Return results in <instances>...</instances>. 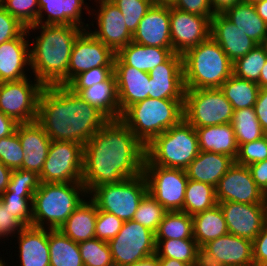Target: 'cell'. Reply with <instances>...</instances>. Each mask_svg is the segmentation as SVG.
<instances>
[{
  "label": "cell",
  "mask_w": 267,
  "mask_h": 266,
  "mask_svg": "<svg viewBox=\"0 0 267 266\" xmlns=\"http://www.w3.org/2000/svg\"><path fill=\"white\" fill-rule=\"evenodd\" d=\"M145 146L120 119H109L83 148L82 184L88 194L102 184L143 173Z\"/></svg>",
  "instance_id": "1"
},
{
  "label": "cell",
  "mask_w": 267,
  "mask_h": 266,
  "mask_svg": "<svg viewBox=\"0 0 267 266\" xmlns=\"http://www.w3.org/2000/svg\"><path fill=\"white\" fill-rule=\"evenodd\" d=\"M109 119L67 86H44L39 95L37 122L51 141L85 143Z\"/></svg>",
  "instance_id": "2"
},
{
  "label": "cell",
  "mask_w": 267,
  "mask_h": 266,
  "mask_svg": "<svg viewBox=\"0 0 267 266\" xmlns=\"http://www.w3.org/2000/svg\"><path fill=\"white\" fill-rule=\"evenodd\" d=\"M42 29L30 49V67L44 86H67L71 51L78 35L86 28L79 25L35 24L27 29Z\"/></svg>",
  "instance_id": "3"
},
{
  "label": "cell",
  "mask_w": 267,
  "mask_h": 266,
  "mask_svg": "<svg viewBox=\"0 0 267 266\" xmlns=\"http://www.w3.org/2000/svg\"><path fill=\"white\" fill-rule=\"evenodd\" d=\"M185 89L220 88L233 74V62L210 36L183 55Z\"/></svg>",
  "instance_id": "4"
},
{
  "label": "cell",
  "mask_w": 267,
  "mask_h": 266,
  "mask_svg": "<svg viewBox=\"0 0 267 266\" xmlns=\"http://www.w3.org/2000/svg\"><path fill=\"white\" fill-rule=\"evenodd\" d=\"M184 99L146 98L129 106L121 120L147 146L154 138L184 118Z\"/></svg>",
  "instance_id": "5"
},
{
  "label": "cell",
  "mask_w": 267,
  "mask_h": 266,
  "mask_svg": "<svg viewBox=\"0 0 267 266\" xmlns=\"http://www.w3.org/2000/svg\"><path fill=\"white\" fill-rule=\"evenodd\" d=\"M86 193L88 194L82 182H40L32 200V226L46 228L44 227L46 222L48 229H59L83 202L81 196H86Z\"/></svg>",
  "instance_id": "6"
},
{
  "label": "cell",
  "mask_w": 267,
  "mask_h": 266,
  "mask_svg": "<svg viewBox=\"0 0 267 266\" xmlns=\"http://www.w3.org/2000/svg\"><path fill=\"white\" fill-rule=\"evenodd\" d=\"M145 150L144 165L184 170L200 152L197 132L184 118L154 138Z\"/></svg>",
  "instance_id": "7"
},
{
  "label": "cell",
  "mask_w": 267,
  "mask_h": 266,
  "mask_svg": "<svg viewBox=\"0 0 267 266\" xmlns=\"http://www.w3.org/2000/svg\"><path fill=\"white\" fill-rule=\"evenodd\" d=\"M148 193L144 174L120 183L102 184L89 194L98 210L113 214L123 221L132 220L140 201Z\"/></svg>",
  "instance_id": "8"
},
{
  "label": "cell",
  "mask_w": 267,
  "mask_h": 266,
  "mask_svg": "<svg viewBox=\"0 0 267 266\" xmlns=\"http://www.w3.org/2000/svg\"><path fill=\"white\" fill-rule=\"evenodd\" d=\"M184 119L194 128L231 123L234 109L220 88L186 89Z\"/></svg>",
  "instance_id": "9"
},
{
  "label": "cell",
  "mask_w": 267,
  "mask_h": 266,
  "mask_svg": "<svg viewBox=\"0 0 267 266\" xmlns=\"http://www.w3.org/2000/svg\"><path fill=\"white\" fill-rule=\"evenodd\" d=\"M83 148L84 146L77 142L51 141L46 161L39 174L40 182H82Z\"/></svg>",
  "instance_id": "10"
},
{
  "label": "cell",
  "mask_w": 267,
  "mask_h": 266,
  "mask_svg": "<svg viewBox=\"0 0 267 266\" xmlns=\"http://www.w3.org/2000/svg\"><path fill=\"white\" fill-rule=\"evenodd\" d=\"M108 244L115 266H129L156 253L155 232L134 220L124 221Z\"/></svg>",
  "instance_id": "11"
},
{
  "label": "cell",
  "mask_w": 267,
  "mask_h": 266,
  "mask_svg": "<svg viewBox=\"0 0 267 266\" xmlns=\"http://www.w3.org/2000/svg\"><path fill=\"white\" fill-rule=\"evenodd\" d=\"M28 80L27 77L0 83V111L18 124L37 121L38 117L39 95L44 85L36 78L34 82Z\"/></svg>",
  "instance_id": "12"
},
{
  "label": "cell",
  "mask_w": 267,
  "mask_h": 266,
  "mask_svg": "<svg viewBox=\"0 0 267 266\" xmlns=\"http://www.w3.org/2000/svg\"><path fill=\"white\" fill-rule=\"evenodd\" d=\"M143 174L150 194L168 212L183 209L185 189L188 182L184 169L144 165Z\"/></svg>",
  "instance_id": "13"
},
{
  "label": "cell",
  "mask_w": 267,
  "mask_h": 266,
  "mask_svg": "<svg viewBox=\"0 0 267 266\" xmlns=\"http://www.w3.org/2000/svg\"><path fill=\"white\" fill-rule=\"evenodd\" d=\"M115 53L84 29L75 40L67 72V85L80 73L96 67H113Z\"/></svg>",
  "instance_id": "14"
},
{
  "label": "cell",
  "mask_w": 267,
  "mask_h": 266,
  "mask_svg": "<svg viewBox=\"0 0 267 266\" xmlns=\"http://www.w3.org/2000/svg\"><path fill=\"white\" fill-rule=\"evenodd\" d=\"M211 18L170 7L172 50L183 55L210 37Z\"/></svg>",
  "instance_id": "15"
},
{
  "label": "cell",
  "mask_w": 267,
  "mask_h": 266,
  "mask_svg": "<svg viewBox=\"0 0 267 266\" xmlns=\"http://www.w3.org/2000/svg\"><path fill=\"white\" fill-rule=\"evenodd\" d=\"M217 202L264 204V193L253 180L247 166L234 163L215 187Z\"/></svg>",
  "instance_id": "16"
},
{
  "label": "cell",
  "mask_w": 267,
  "mask_h": 266,
  "mask_svg": "<svg viewBox=\"0 0 267 266\" xmlns=\"http://www.w3.org/2000/svg\"><path fill=\"white\" fill-rule=\"evenodd\" d=\"M230 234L253 241L261 232L265 220L264 204L218 202Z\"/></svg>",
  "instance_id": "17"
},
{
  "label": "cell",
  "mask_w": 267,
  "mask_h": 266,
  "mask_svg": "<svg viewBox=\"0 0 267 266\" xmlns=\"http://www.w3.org/2000/svg\"><path fill=\"white\" fill-rule=\"evenodd\" d=\"M149 97L184 99L185 85L182 55L174 53L166 62L149 72Z\"/></svg>",
  "instance_id": "18"
},
{
  "label": "cell",
  "mask_w": 267,
  "mask_h": 266,
  "mask_svg": "<svg viewBox=\"0 0 267 266\" xmlns=\"http://www.w3.org/2000/svg\"><path fill=\"white\" fill-rule=\"evenodd\" d=\"M98 3V30H90V33L116 54L132 41L133 34L127 29L120 9L111 0H98Z\"/></svg>",
  "instance_id": "19"
},
{
  "label": "cell",
  "mask_w": 267,
  "mask_h": 266,
  "mask_svg": "<svg viewBox=\"0 0 267 266\" xmlns=\"http://www.w3.org/2000/svg\"><path fill=\"white\" fill-rule=\"evenodd\" d=\"M113 73L116 78L120 115L129 106L149 97V73L124 64L116 55Z\"/></svg>",
  "instance_id": "20"
},
{
  "label": "cell",
  "mask_w": 267,
  "mask_h": 266,
  "mask_svg": "<svg viewBox=\"0 0 267 266\" xmlns=\"http://www.w3.org/2000/svg\"><path fill=\"white\" fill-rule=\"evenodd\" d=\"M170 29V7L152 4L133 33L132 41L140 45L172 48Z\"/></svg>",
  "instance_id": "21"
},
{
  "label": "cell",
  "mask_w": 267,
  "mask_h": 266,
  "mask_svg": "<svg viewBox=\"0 0 267 266\" xmlns=\"http://www.w3.org/2000/svg\"><path fill=\"white\" fill-rule=\"evenodd\" d=\"M15 131L24 153L21 169L34 171L39 175L46 161L51 139L37 121L17 124Z\"/></svg>",
  "instance_id": "22"
},
{
  "label": "cell",
  "mask_w": 267,
  "mask_h": 266,
  "mask_svg": "<svg viewBox=\"0 0 267 266\" xmlns=\"http://www.w3.org/2000/svg\"><path fill=\"white\" fill-rule=\"evenodd\" d=\"M210 36L233 63L258 45L223 14H215L211 18Z\"/></svg>",
  "instance_id": "23"
},
{
  "label": "cell",
  "mask_w": 267,
  "mask_h": 266,
  "mask_svg": "<svg viewBox=\"0 0 267 266\" xmlns=\"http://www.w3.org/2000/svg\"><path fill=\"white\" fill-rule=\"evenodd\" d=\"M27 34L29 35V31L25 29L17 38L0 44V83L19 81L28 77L24 71L27 65L30 66Z\"/></svg>",
  "instance_id": "24"
},
{
  "label": "cell",
  "mask_w": 267,
  "mask_h": 266,
  "mask_svg": "<svg viewBox=\"0 0 267 266\" xmlns=\"http://www.w3.org/2000/svg\"><path fill=\"white\" fill-rule=\"evenodd\" d=\"M223 266H254L253 242L227 233L204 245Z\"/></svg>",
  "instance_id": "25"
},
{
  "label": "cell",
  "mask_w": 267,
  "mask_h": 266,
  "mask_svg": "<svg viewBox=\"0 0 267 266\" xmlns=\"http://www.w3.org/2000/svg\"><path fill=\"white\" fill-rule=\"evenodd\" d=\"M235 163V159L215 152L200 151L185 169L187 178L216 187L219 180Z\"/></svg>",
  "instance_id": "26"
},
{
  "label": "cell",
  "mask_w": 267,
  "mask_h": 266,
  "mask_svg": "<svg viewBox=\"0 0 267 266\" xmlns=\"http://www.w3.org/2000/svg\"><path fill=\"white\" fill-rule=\"evenodd\" d=\"M18 237L20 266H50L46 228L25 227Z\"/></svg>",
  "instance_id": "27"
},
{
  "label": "cell",
  "mask_w": 267,
  "mask_h": 266,
  "mask_svg": "<svg viewBox=\"0 0 267 266\" xmlns=\"http://www.w3.org/2000/svg\"><path fill=\"white\" fill-rule=\"evenodd\" d=\"M199 150L215 152L236 159L239 146L231 123L195 128Z\"/></svg>",
  "instance_id": "28"
},
{
  "label": "cell",
  "mask_w": 267,
  "mask_h": 266,
  "mask_svg": "<svg viewBox=\"0 0 267 266\" xmlns=\"http://www.w3.org/2000/svg\"><path fill=\"white\" fill-rule=\"evenodd\" d=\"M173 54L172 48L140 45L131 41L120 49L116 56L124 64L149 73L153 68L166 62Z\"/></svg>",
  "instance_id": "29"
},
{
  "label": "cell",
  "mask_w": 267,
  "mask_h": 266,
  "mask_svg": "<svg viewBox=\"0 0 267 266\" xmlns=\"http://www.w3.org/2000/svg\"><path fill=\"white\" fill-rule=\"evenodd\" d=\"M97 211L98 208L92 199L83 200L59 230L77 243L95 238Z\"/></svg>",
  "instance_id": "30"
},
{
  "label": "cell",
  "mask_w": 267,
  "mask_h": 266,
  "mask_svg": "<svg viewBox=\"0 0 267 266\" xmlns=\"http://www.w3.org/2000/svg\"><path fill=\"white\" fill-rule=\"evenodd\" d=\"M72 91L99 109L108 119L121 118L114 74L106 82H100L83 90Z\"/></svg>",
  "instance_id": "31"
},
{
  "label": "cell",
  "mask_w": 267,
  "mask_h": 266,
  "mask_svg": "<svg viewBox=\"0 0 267 266\" xmlns=\"http://www.w3.org/2000/svg\"><path fill=\"white\" fill-rule=\"evenodd\" d=\"M223 15L258 45L267 36V24L257 14L253 4L242 2L227 9Z\"/></svg>",
  "instance_id": "32"
},
{
  "label": "cell",
  "mask_w": 267,
  "mask_h": 266,
  "mask_svg": "<svg viewBox=\"0 0 267 266\" xmlns=\"http://www.w3.org/2000/svg\"><path fill=\"white\" fill-rule=\"evenodd\" d=\"M84 0H53L45 1V4H39V13L37 24H53V25H79L84 27L81 20L82 8ZM47 12V19L43 22L42 13ZM81 20V21H80Z\"/></svg>",
  "instance_id": "33"
},
{
  "label": "cell",
  "mask_w": 267,
  "mask_h": 266,
  "mask_svg": "<svg viewBox=\"0 0 267 266\" xmlns=\"http://www.w3.org/2000/svg\"><path fill=\"white\" fill-rule=\"evenodd\" d=\"M194 239L198 246H204L228 232L224 214L219 204L192 216Z\"/></svg>",
  "instance_id": "34"
},
{
  "label": "cell",
  "mask_w": 267,
  "mask_h": 266,
  "mask_svg": "<svg viewBox=\"0 0 267 266\" xmlns=\"http://www.w3.org/2000/svg\"><path fill=\"white\" fill-rule=\"evenodd\" d=\"M50 266H84L77 242L59 229H48Z\"/></svg>",
  "instance_id": "35"
},
{
  "label": "cell",
  "mask_w": 267,
  "mask_h": 266,
  "mask_svg": "<svg viewBox=\"0 0 267 266\" xmlns=\"http://www.w3.org/2000/svg\"><path fill=\"white\" fill-rule=\"evenodd\" d=\"M259 85L256 82L241 79L232 74L220 87L234 110L255 105Z\"/></svg>",
  "instance_id": "36"
},
{
  "label": "cell",
  "mask_w": 267,
  "mask_h": 266,
  "mask_svg": "<svg viewBox=\"0 0 267 266\" xmlns=\"http://www.w3.org/2000/svg\"><path fill=\"white\" fill-rule=\"evenodd\" d=\"M217 204L216 190L213 185L188 179L182 212L193 216Z\"/></svg>",
  "instance_id": "37"
},
{
  "label": "cell",
  "mask_w": 267,
  "mask_h": 266,
  "mask_svg": "<svg viewBox=\"0 0 267 266\" xmlns=\"http://www.w3.org/2000/svg\"><path fill=\"white\" fill-rule=\"evenodd\" d=\"M187 238H194L192 216L182 211L167 212L155 232V239Z\"/></svg>",
  "instance_id": "38"
},
{
  "label": "cell",
  "mask_w": 267,
  "mask_h": 266,
  "mask_svg": "<svg viewBox=\"0 0 267 266\" xmlns=\"http://www.w3.org/2000/svg\"><path fill=\"white\" fill-rule=\"evenodd\" d=\"M231 125L233 126L238 146L258 140L266 135L253 107L234 110Z\"/></svg>",
  "instance_id": "39"
},
{
  "label": "cell",
  "mask_w": 267,
  "mask_h": 266,
  "mask_svg": "<svg viewBox=\"0 0 267 266\" xmlns=\"http://www.w3.org/2000/svg\"><path fill=\"white\" fill-rule=\"evenodd\" d=\"M158 258H171L194 266L197 242L194 238L187 239H155Z\"/></svg>",
  "instance_id": "40"
},
{
  "label": "cell",
  "mask_w": 267,
  "mask_h": 266,
  "mask_svg": "<svg viewBox=\"0 0 267 266\" xmlns=\"http://www.w3.org/2000/svg\"><path fill=\"white\" fill-rule=\"evenodd\" d=\"M266 61L267 52L265 47L262 44L257 45L244 57L237 59L233 63V74L238 78L257 83Z\"/></svg>",
  "instance_id": "41"
},
{
  "label": "cell",
  "mask_w": 267,
  "mask_h": 266,
  "mask_svg": "<svg viewBox=\"0 0 267 266\" xmlns=\"http://www.w3.org/2000/svg\"><path fill=\"white\" fill-rule=\"evenodd\" d=\"M84 266H115L108 242L92 238L78 243Z\"/></svg>",
  "instance_id": "42"
},
{
  "label": "cell",
  "mask_w": 267,
  "mask_h": 266,
  "mask_svg": "<svg viewBox=\"0 0 267 266\" xmlns=\"http://www.w3.org/2000/svg\"><path fill=\"white\" fill-rule=\"evenodd\" d=\"M167 212L161 204L147 193L140 201L132 220L156 232Z\"/></svg>",
  "instance_id": "43"
},
{
  "label": "cell",
  "mask_w": 267,
  "mask_h": 266,
  "mask_svg": "<svg viewBox=\"0 0 267 266\" xmlns=\"http://www.w3.org/2000/svg\"><path fill=\"white\" fill-rule=\"evenodd\" d=\"M0 5L26 28L37 24L39 0H0Z\"/></svg>",
  "instance_id": "44"
},
{
  "label": "cell",
  "mask_w": 267,
  "mask_h": 266,
  "mask_svg": "<svg viewBox=\"0 0 267 266\" xmlns=\"http://www.w3.org/2000/svg\"><path fill=\"white\" fill-rule=\"evenodd\" d=\"M33 196H21V193H3L0 201L25 227L32 226ZM30 203V204H29ZM31 207H29V206Z\"/></svg>",
  "instance_id": "45"
},
{
  "label": "cell",
  "mask_w": 267,
  "mask_h": 266,
  "mask_svg": "<svg viewBox=\"0 0 267 266\" xmlns=\"http://www.w3.org/2000/svg\"><path fill=\"white\" fill-rule=\"evenodd\" d=\"M121 11L127 29L133 34L148 9L152 6L151 0H111Z\"/></svg>",
  "instance_id": "46"
},
{
  "label": "cell",
  "mask_w": 267,
  "mask_h": 266,
  "mask_svg": "<svg viewBox=\"0 0 267 266\" xmlns=\"http://www.w3.org/2000/svg\"><path fill=\"white\" fill-rule=\"evenodd\" d=\"M40 185L39 175L34 171L12 170L10 182L4 193H21V196H33Z\"/></svg>",
  "instance_id": "47"
},
{
  "label": "cell",
  "mask_w": 267,
  "mask_h": 266,
  "mask_svg": "<svg viewBox=\"0 0 267 266\" xmlns=\"http://www.w3.org/2000/svg\"><path fill=\"white\" fill-rule=\"evenodd\" d=\"M24 153L15 131L10 136L0 138V161L11 170L21 169Z\"/></svg>",
  "instance_id": "48"
},
{
  "label": "cell",
  "mask_w": 267,
  "mask_h": 266,
  "mask_svg": "<svg viewBox=\"0 0 267 266\" xmlns=\"http://www.w3.org/2000/svg\"><path fill=\"white\" fill-rule=\"evenodd\" d=\"M267 159V134L262 138L239 146L235 162L244 166Z\"/></svg>",
  "instance_id": "49"
},
{
  "label": "cell",
  "mask_w": 267,
  "mask_h": 266,
  "mask_svg": "<svg viewBox=\"0 0 267 266\" xmlns=\"http://www.w3.org/2000/svg\"><path fill=\"white\" fill-rule=\"evenodd\" d=\"M124 221L113 214L98 210L95 225V237L109 242L120 231Z\"/></svg>",
  "instance_id": "50"
},
{
  "label": "cell",
  "mask_w": 267,
  "mask_h": 266,
  "mask_svg": "<svg viewBox=\"0 0 267 266\" xmlns=\"http://www.w3.org/2000/svg\"><path fill=\"white\" fill-rule=\"evenodd\" d=\"M113 74V67L92 68L76 76L67 87L71 90H83L100 82H106Z\"/></svg>",
  "instance_id": "51"
},
{
  "label": "cell",
  "mask_w": 267,
  "mask_h": 266,
  "mask_svg": "<svg viewBox=\"0 0 267 266\" xmlns=\"http://www.w3.org/2000/svg\"><path fill=\"white\" fill-rule=\"evenodd\" d=\"M26 27L0 5V44L17 38Z\"/></svg>",
  "instance_id": "52"
},
{
  "label": "cell",
  "mask_w": 267,
  "mask_h": 266,
  "mask_svg": "<svg viewBox=\"0 0 267 266\" xmlns=\"http://www.w3.org/2000/svg\"><path fill=\"white\" fill-rule=\"evenodd\" d=\"M25 226L3 205L0 201V234L8 237L11 234L21 232Z\"/></svg>",
  "instance_id": "53"
},
{
  "label": "cell",
  "mask_w": 267,
  "mask_h": 266,
  "mask_svg": "<svg viewBox=\"0 0 267 266\" xmlns=\"http://www.w3.org/2000/svg\"><path fill=\"white\" fill-rule=\"evenodd\" d=\"M173 7L200 16L213 17L215 15L209 0H178Z\"/></svg>",
  "instance_id": "54"
},
{
  "label": "cell",
  "mask_w": 267,
  "mask_h": 266,
  "mask_svg": "<svg viewBox=\"0 0 267 266\" xmlns=\"http://www.w3.org/2000/svg\"><path fill=\"white\" fill-rule=\"evenodd\" d=\"M252 242L254 266H267V221Z\"/></svg>",
  "instance_id": "55"
},
{
  "label": "cell",
  "mask_w": 267,
  "mask_h": 266,
  "mask_svg": "<svg viewBox=\"0 0 267 266\" xmlns=\"http://www.w3.org/2000/svg\"><path fill=\"white\" fill-rule=\"evenodd\" d=\"M263 131L267 134V88H260L253 106Z\"/></svg>",
  "instance_id": "56"
},
{
  "label": "cell",
  "mask_w": 267,
  "mask_h": 266,
  "mask_svg": "<svg viewBox=\"0 0 267 266\" xmlns=\"http://www.w3.org/2000/svg\"><path fill=\"white\" fill-rule=\"evenodd\" d=\"M251 176L263 193L267 191V159L248 165Z\"/></svg>",
  "instance_id": "57"
},
{
  "label": "cell",
  "mask_w": 267,
  "mask_h": 266,
  "mask_svg": "<svg viewBox=\"0 0 267 266\" xmlns=\"http://www.w3.org/2000/svg\"><path fill=\"white\" fill-rule=\"evenodd\" d=\"M194 266H223V264L204 246H198Z\"/></svg>",
  "instance_id": "58"
},
{
  "label": "cell",
  "mask_w": 267,
  "mask_h": 266,
  "mask_svg": "<svg viewBox=\"0 0 267 266\" xmlns=\"http://www.w3.org/2000/svg\"><path fill=\"white\" fill-rule=\"evenodd\" d=\"M17 124L12 118L0 111V138L13 134Z\"/></svg>",
  "instance_id": "59"
},
{
  "label": "cell",
  "mask_w": 267,
  "mask_h": 266,
  "mask_svg": "<svg viewBox=\"0 0 267 266\" xmlns=\"http://www.w3.org/2000/svg\"><path fill=\"white\" fill-rule=\"evenodd\" d=\"M214 14H223L227 9L245 0H209Z\"/></svg>",
  "instance_id": "60"
},
{
  "label": "cell",
  "mask_w": 267,
  "mask_h": 266,
  "mask_svg": "<svg viewBox=\"0 0 267 266\" xmlns=\"http://www.w3.org/2000/svg\"><path fill=\"white\" fill-rule=\"evenodd\" d=\"M12 170L0 161V196L6 191Z\"/></svg>",
  "instance_id": "61"
},
{
  "label": "cell",
  "mask_w": 267,
  "mask_h": 266,
  "mask_svg": "<svg viewBox=\"0 0 267 266\" xmlns=\"http://www.w3.org/2000/svg\"><path fill=\"white\" fill-rule=\"evenodd\" d=\"M129 266H160L159 264V258L157 254H153L150 256H147L146 258H143L132 265Z\"/></svg>",
  "instance_id": "62"
},
{
  "label": "cell",
  "mask_w": 267,
  "mask_h": 266,
  "mask_svg": "<svg viewBox=\"0 0 267 266\" xmlns=\"http://www.w3.org/2000/svg\"><path fill=\"white\" fill-rule=\"evenodd\" d=\"M257 14L267 24V0L254 4Z\"/></svg>",
  "instance_id": "63"
},
{
  "label": "cell",
  "mask_w": 267,
  "mask_h": 266,
  "mask_svg": "<svg viewBox=\"0 0 267 266\" xmlns=\"http://www.w3.org/2000/svg\"><path fill=\"white\" fill-rule=\"evenodd\" d=\"M160 266H190L189 264L171 258H159Z\"/></svg>",
  "instance_id": "64"
},
{
  "label": "cell",
  "mask_w": 267,
  "mask_h": 266,
  "mask_svg": "<svg viewBox=\"0 0 267 266\" xmlns=\"http://www.w3.org/2000/svg\"><path fill=\"white\" fill-rule=\"evenodd\" d=\"M257 84L260 88H267V61L260 72V78Z\"/></svg>",
  "instance_id": "65"
},
{
  "label": "cell",
  "mask_w": 267,
  "mask_h": 266,
  "mask_svg": "<svg viewBox=\"0 0 267 266\" xmlns=\"http://www.w3.org/2000/svg\"><path fill=\"white\" fill-rule=\"evenodd\" d=\"M152 4L162 5V6H174L178 0H151Z\"/></svg>",
  "instance_id": "66"
},
{
  "label": "cell",
  "mask_w": 267,
  "mask_h": 266,
  "mask_svg": "<svg viewBox=\"0 0 267 266\" xmlns=\"http://www.w3.org/2000/svg\"><path fill=\"white\" fill-rule=\"evenodd\" d=\"M263 203L265 208V220L267 221V191L264 193Z\"/></svg>",
  "instance_id": "67"
},
{
  "label": "cell",
  "mask_w": 267,
  "mask_h": 266,
  "mask_svg": "<svg viewBox=\"0 0 267 266\" xmlns=\"http://www.w3.org/2000/svg\"><path fill=\"white\" fill-rule=\"evenodd\" d=\"M263 0H245V2H247V3H250V4H257V3H259V2H262Z\"/></svg>",
  "instance_id": "68"
},
{
  "label": "cell",
  "mask_w": 267,
  "mask_h": 266,
  "mask_svg": "<svg viewBox=\"0 0 267 266\" xmlns=\"http://www.w3.org/2000/svg\"><path fill=\"white\" fill-rule=\"evenodd\" d=\"M262 45L265 47L266 52H267V36H266V38L264 40V43Z\"/></svg>",
  "instance_id": "69"
},
{
  "label": "cell",
  "mask_w": 267,
  "mask_h": 266,
  "mask_svg": "<svg viewBox=\"0 0 267 266\" xmlns=\"http://www.w3.org/2000/svg\"><path fill=\"white\" fill-rule=\"evenodd\" d=\"M45 1H53V0H39V4H45Z\"/></svg>",
  "instance_id": "70"
},
{
  "label": "cell",
  "mask_w": 267,
  "mask_h": 266,
  "mask_svg": "<svg viewBox=\"0 0 267 266\" xmlns=\"http://www.w3.org/2000/svg\"><path fill=\"white\" fill-rule=\"evenodd\" d=\"M5 265H6L5 261L2 262V260H0V266H5Z\"/></svg>",
  "instance_id": "71"
}]
</instances>
